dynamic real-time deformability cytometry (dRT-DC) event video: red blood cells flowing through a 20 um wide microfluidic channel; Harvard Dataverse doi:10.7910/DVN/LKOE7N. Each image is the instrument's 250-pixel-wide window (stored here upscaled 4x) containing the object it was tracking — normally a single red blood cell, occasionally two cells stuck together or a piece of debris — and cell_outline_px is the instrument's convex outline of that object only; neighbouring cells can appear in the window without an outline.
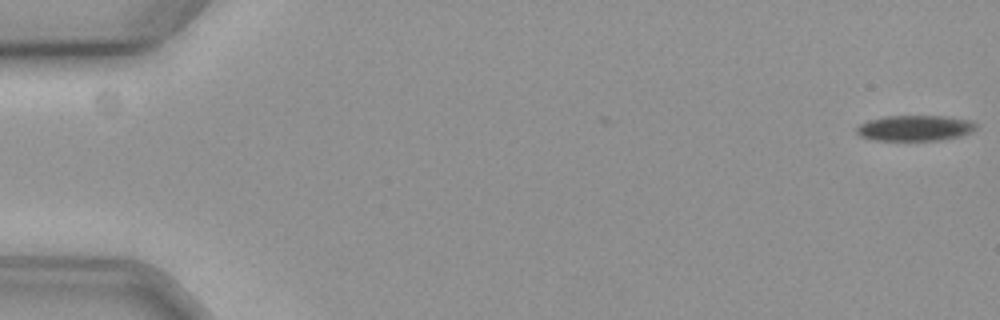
{"species": "common noctule bat (a hibernating species)", "species_latin": "Nyctalus noctula", "temperature_condition": "cold", "stored_images_in_passage": 7, "camera_frame_rate_fps": 3000, "um_per_image_px": 0.085, "animal": {"sex": "female", "body_mass_g": 19.3, "forearm_length_mm": 54.1}, "frame": {"image": 1, "passage_image": 1, "time_ms": 0.0, "image_size_px": [1000, 320], "cell_outline_px": [[980, 124], [972, 132], [960, 136], [940, 140], [876, 140], [860, 136], [856, 132], [856, 128], [860, 124], [868, 120], [884, 116], [944, 116], [972, 120]], "centroid_in_image_um": [77.82, 10.88], "position_along_channel_um": 7.2, "area_um2": 17.98}}